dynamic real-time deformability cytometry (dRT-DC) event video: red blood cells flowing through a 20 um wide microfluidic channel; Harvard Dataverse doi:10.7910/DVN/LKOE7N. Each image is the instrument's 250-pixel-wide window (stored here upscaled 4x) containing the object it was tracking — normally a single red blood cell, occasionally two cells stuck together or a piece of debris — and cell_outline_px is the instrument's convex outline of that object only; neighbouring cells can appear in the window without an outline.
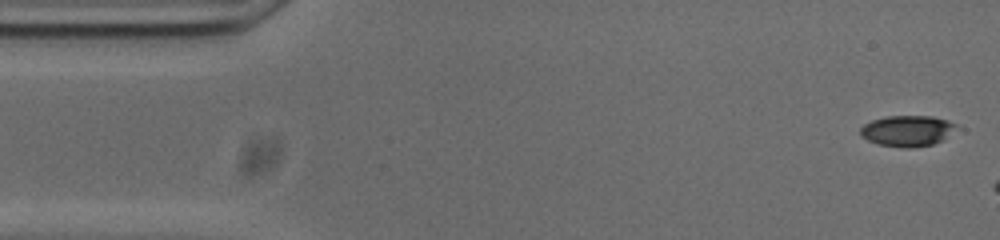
{"species": "common noctule bat (a hibernating species)", "species_latin": "Nyctalus noctula", "temperature_condition": "cold", "stored_images_in_passage": 6, "camera_frame_rate_fps": 3000, "um_per_image_px": 0.085, "animal": {"sex": "male", "body_mass_g": 20.0, "forearm_length_mm": 53.3}, "frame": {"image": 1, "passage_image": 1, "time_ms": 0.0, "image_size_px": [1000, 240], "cell_outline_px": [[956, 124], [940, 140], [932, 144], [912, 148], [904, 148], [880, 144], [868, 140], [860, 136], [860, 128], [864, 124], [872, 120], [888, 116], [932, 116], [948, 120]], "centroid_in_image_um": [77.03, 11.11], "position_along_channel_um": 8.0, "area_um2": 16.82}}